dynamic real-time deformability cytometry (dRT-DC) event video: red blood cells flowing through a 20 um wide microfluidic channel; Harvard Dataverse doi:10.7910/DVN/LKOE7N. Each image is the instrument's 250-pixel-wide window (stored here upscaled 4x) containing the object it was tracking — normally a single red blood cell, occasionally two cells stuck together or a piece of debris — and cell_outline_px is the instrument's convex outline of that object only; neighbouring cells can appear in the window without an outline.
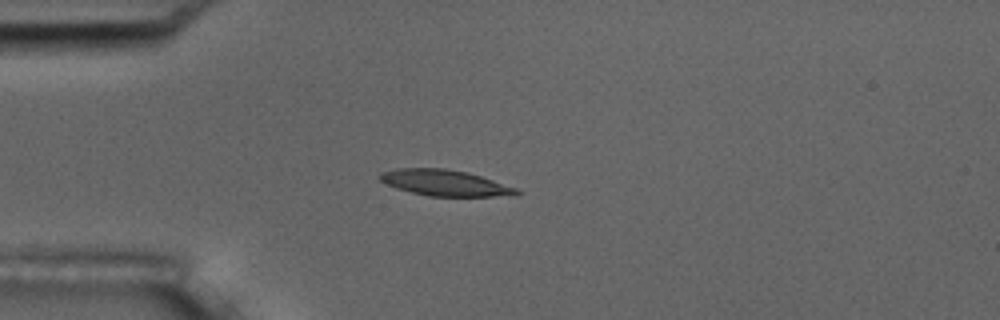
{"species": "common noctule bat (a hibernating species)", "species_latin": "Nyctalus noctula", "temperature_condition": "room temperature", "stored_images_in_passage": 12, "camera_frame_rate_fps": 3000, "um_per_image_px": 0.085, "animal": {"sex": "male", "body_mass_g": 17.5, "forearm_length_mm": 52.3}, "frame": {"image": 1, "passage_image": 3, "time_ms": 3.333, "image_size_px": [1000, 320], "cell_outline_px": [[524, 192], [516, 196], [428, 196], [396, 188], [380, 180], [376, 176], [380, 172], [396, 168], [444, 168], [468, 172], [516, 188]], "centroid_in_image_um": [37.82, 15.54], "position_along_channel_um": 47.2, "area_um2": 20.81}}
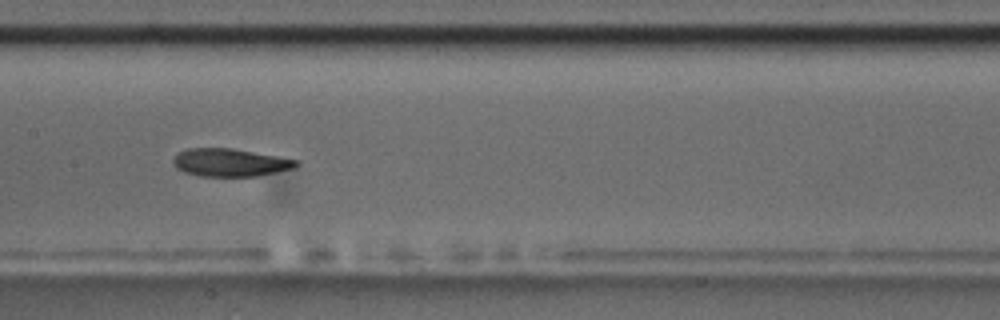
{"frame": {"image": 2, "passage_image": 7, "time_ms": 7.667, "image_size_px": [1000, 320], "cell_outline_px": [[300, 164], [292, 168], [256, 176], [200, 176], [184, 172], [176, 168], [172, 164], [172, 160], [180, 152], [188, 148], [232, 148], [300, 160]], "centroid_in_image_um": [19.55, 13.81], "position_along_channel_um": 187.9, "area_um2": 19.88}, "authors_computed_cell_mechanics": {"area_um2": 20.3167, "velocity_mm_per_s": 3.6192, "shape_relaxation_time_tau1_ms": 4.7848, "shape_relaxation_time_tau2_ms": 4.1011, "deformation_change_tau1": 0.1086, "deformation_change_tau2": 0.0957}}